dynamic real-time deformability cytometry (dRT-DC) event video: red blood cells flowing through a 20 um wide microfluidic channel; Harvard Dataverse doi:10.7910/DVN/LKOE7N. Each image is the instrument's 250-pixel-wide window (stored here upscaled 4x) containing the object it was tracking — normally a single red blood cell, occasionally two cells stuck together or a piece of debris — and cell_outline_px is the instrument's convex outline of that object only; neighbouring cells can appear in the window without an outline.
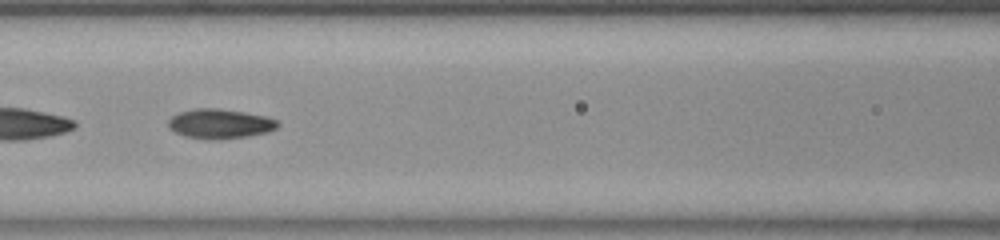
{"species": "common noctule bat (a hibernating species)", "species_latin": "Nyctalus noctula", "temperature_condition": "room temperature", "stored_images_in_passage": 42, "segment_of_instrument_passage": [2, 2], "camera_frame_rate_fps": 3000, "um_per_image_px": 0.085, "animal": {"sex": "female", "body_mass_g": 23.0, "forearm_length_mm": 53.4}, "frame": {"image": 1, "passage_image": 12, "time_ms": 3.667, "image_size_px": [1000, 240], "cell_outline_px": [[280, 124], [276, 128], [264, 132], [244, 136], [184, 136], [168, 128], [168, 120], [172, 116], [180, 112], [196, 108], [220, 108], [244, 112], [264, 116], [276, 120]], "centroid_in_image_um": [18.67, 10.45], "position_along_channel_um": 147.9, "area_um2": 17.74}}
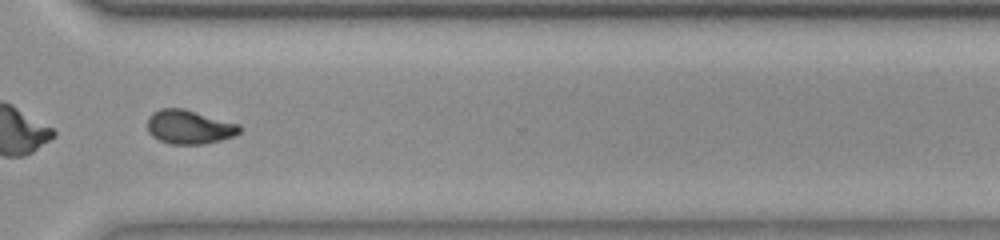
{"frame": {"image": 2, "passage_image": 28, "time_ms": 9.0, "image_size_px": [1000, 240], "cell_outline_px": [[240, 132], [232, 136], [220, 140], [200, 144], [172, 144], [160, 140], [152, 136], [148, 132], [148, 116], [152, 112], [160, 108], [184, 108], [240, 124]], "centroid_in_image_um": [16.06, 10.77], "position_along_channel_um": 354.5, "area_um2": 18.21}}
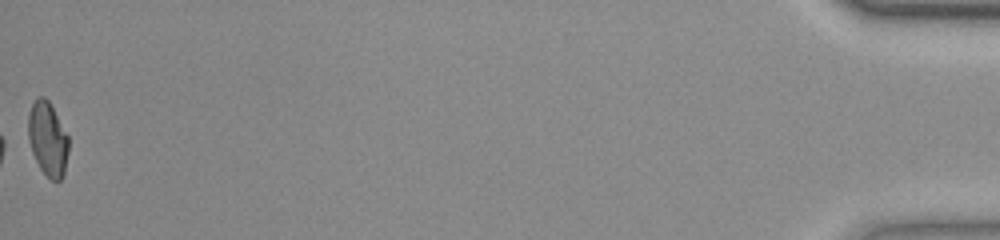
{"frame": {"image": 3, "passage_image": 42, "time_ms": 13.667, "image_size_px": [1000, 240], "cell_outline_px": [[68, 152], [64, 172], [60, 180], [52, 180], [40, 168], [32, 152], [28, 140], [28, 116], [32, 104], [36, 96], [44, 96], [48, 100], [68, 136]], "centroid_in_image_um": [4.04, 11.78], "position_along_channel_um": 431.2, "area_um2": 17.22}}